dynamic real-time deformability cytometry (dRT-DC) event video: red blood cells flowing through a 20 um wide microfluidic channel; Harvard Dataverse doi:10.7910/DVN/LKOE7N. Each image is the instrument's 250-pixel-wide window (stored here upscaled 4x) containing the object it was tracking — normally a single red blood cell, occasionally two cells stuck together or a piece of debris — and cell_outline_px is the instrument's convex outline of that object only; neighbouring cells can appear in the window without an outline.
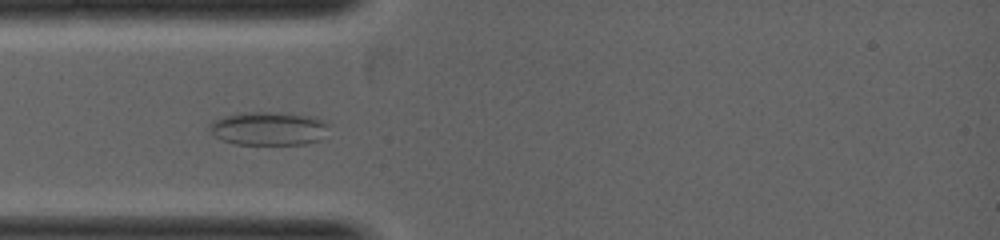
{"species": "common noctule bat (a hibernating species)", "species_latin": "Nyctalus noctula", "temperature_condition": "warm", "stored_images_in_passage": 9, "camera_frame_rate_fps": 5000, "um_per_image_px": 0.085, "animal": {"sex": "female", "body_mass_g": 19.0, "forearm_length_mm": 53.3}, "frame": {"image": 1, "passage_image": 7, "time_ms": 1.4, "image_size_px": [1000, 240], "cell_outline_px": [[328, 124], [320, 140], [304, 144], [236, 144], [224, 140], [216, 136], [208, 128], [208, 124], [212, 120], [224, 116], [244, 112], [288, 112], [308, 116], [324, 120]], "centroid_in_image_um": [22.8, 10.91], "position_along_channel_um": 62.2, "area_um2": 23.24}}